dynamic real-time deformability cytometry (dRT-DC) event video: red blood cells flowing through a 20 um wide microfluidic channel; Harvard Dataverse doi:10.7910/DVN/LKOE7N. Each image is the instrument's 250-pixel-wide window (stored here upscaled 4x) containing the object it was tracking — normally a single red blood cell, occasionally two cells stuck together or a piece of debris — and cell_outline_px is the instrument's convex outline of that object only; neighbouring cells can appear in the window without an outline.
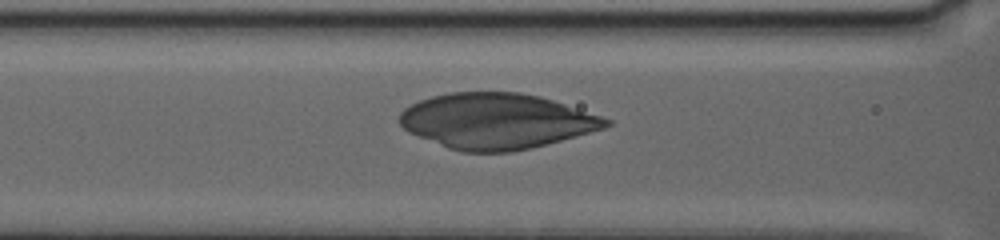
{"species": "human", "species_latin": "Homo sapiens", "temperature_condition": "warm", "stored_images_in_passage": 54, "camera_frame_rate_fps": 3000, "um_per_image_px": 0.085, "donor": {"sex": "female"}, "frame": {"image": 1, "passage_image": 13, "time_ms": 4.0, "image_size_px": [1000, 240], "cell_outline_px": [[612, 124], [604, 128], [532, 148], [508, 152], [460, 152], [448, 148], [408, 132], [400, 124], [400, 112], [404, 108], [420, 100], [432, 96], [448, 92], [520, 92], [540, 96], [612, 120]], "centroid_in_image_um": [42.17, 10.29], "position_along_channel_um": 124.4, "area_um2": 66.47}}
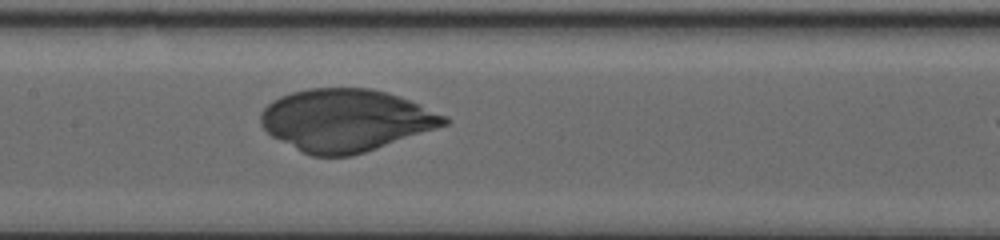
{"frame": {"image": 2, "passage_image": 18, "time_ms": 5.667, "image_size_px": [1000, 240], "cell_outline_px": [[452, 120], [448, 124], [352, 156], [312, 156], [272, 136], [260, 124], [260, 112], [272, 100], [280, 96], [292, 92], [308, 88], [368, 88], [388, 92], [400, 96], [448, 116]], "centroid_in_image_um": [29.4, 10.2], "position_along_channel_um": 178.0, "area_um2": 66.3}}
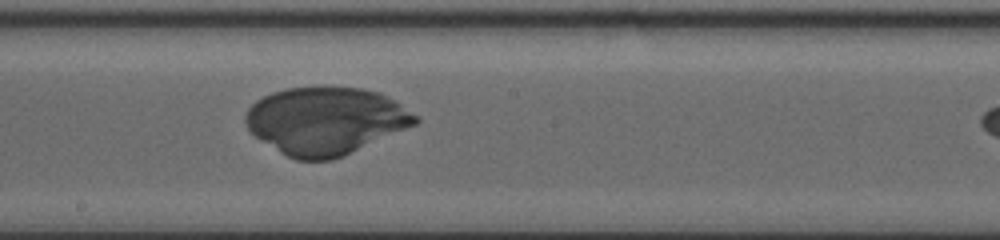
{"frame": {"image": 3, "passage_image": 25, "time_ms": 7.0, "image_size_px": [1000, 240], "cell_outline_px": [[420, 120], [416, 124], [332, 160], [296, 160], [280, 152], [256, 136], [248, 128], [244, 120], [244, 116], [248, 108], [256, 100], [272, 92], [288, 88], [360, 88], [380, 92], [420, 116]], "centroid_in_image_um": [27.68, 10.26], "position_along_channel_um": 220.5, "area_um2": 65.95}}